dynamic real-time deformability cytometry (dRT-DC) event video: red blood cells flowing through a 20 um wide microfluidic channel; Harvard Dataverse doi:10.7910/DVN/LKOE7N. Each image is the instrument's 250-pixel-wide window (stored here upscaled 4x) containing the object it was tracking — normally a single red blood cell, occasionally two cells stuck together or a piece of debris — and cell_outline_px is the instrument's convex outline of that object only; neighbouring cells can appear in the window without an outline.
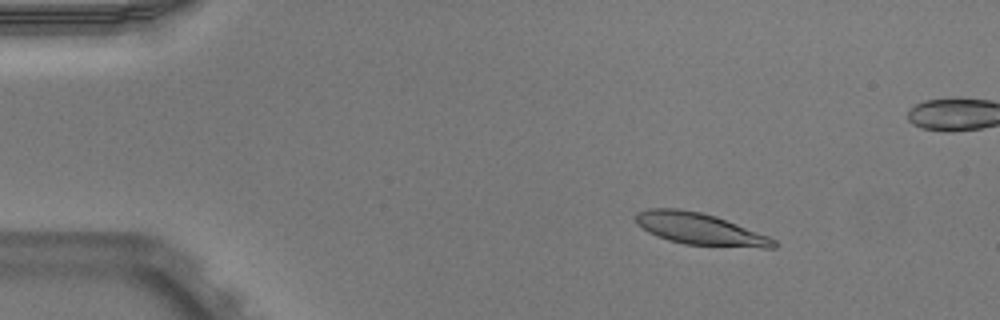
{"species": "Egyptian fruit bat (a non-hibernating species)", "species_latin": "Rousettus aegyptiacus", "temperature_condition": "warm", "stored_images_in_passage": 53, "camera_frame_rate_fps": 3000, "um_per_image_px": 0.085, "animal": {"sex": "male"}, "frame": {"image": 1, "passage_image": 8, "time_ms": 2.333, "image_size_px": [1000, 320], "cell_outline_px": [[780, 244], [776, 248], [764, 248], [684, 244], [668, 240], [656, 236], [648, 232], [636, 224], [636, 212], [648, 208], [676, 208], [700, 212], [716, 216], [768, 236], [776, 240]], "centroid_in_image_um": [59.49, 19.47], "position_along_channel_um": 25.5, "area_um2": 25.61}}
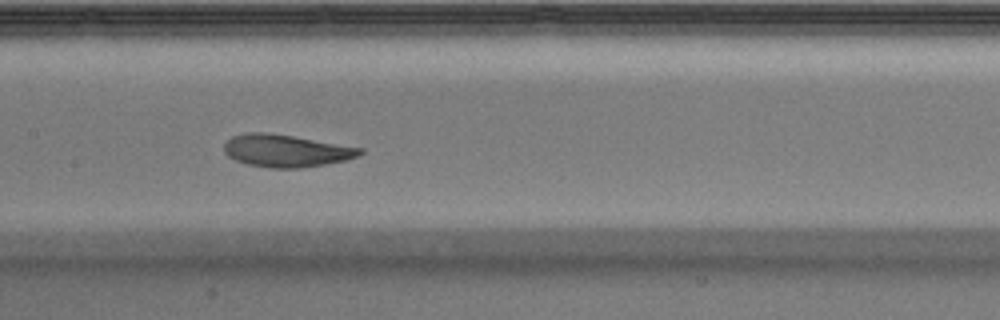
{"frame": {"image": 2, "passage_image": 26, "time_ms": 8.333, "image_size_px": [1000, 320], "cell_outline_px": [[364, 152], [360, 156], [348, 160], [300, 168], [268, 168], [248, 164], [236, 160], [228, 156], [224, 152], [224, 144], [232, 136], [248, 132], [264, 132], [292, 136], [364, 148]], "centroid_in_image_um": [24.34, 12.82], "position_along_channel_um": 183.1, "area_um2": 25.66}}
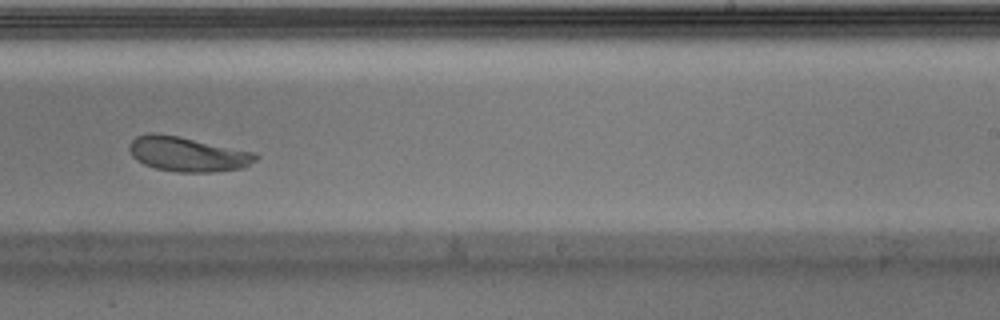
{"frame": {"image": 3, "passage_image": 33, "time_ms": 10.667, "image_size_px": [1000, 320], "cell_outline_px": [[260, 156], [256, 160], [244, 168], [212, 172], [176, 172], [156, 168], [144, 164], [136, 160], [132, 156], [128, 148], [128, 144], [136, 136], [148, 132], [156, 132], [256, 152]], "centroid_in_image_um": [15.93, 13.1], "position_along_channel_um": 273.1, "area_um2": 25.72}, "authors_computed_cell_mechanics": {"area_um2": 25.721, "velocity_mm_per_s": 3.87, "shape_relaxation_time_tau1_ms": 2.4641, "shape_relaxation_time_tau2_ms": 1.4179, "deformation_change_tau1": 0.1286, "deformation_change_tau2": 0.0677}}